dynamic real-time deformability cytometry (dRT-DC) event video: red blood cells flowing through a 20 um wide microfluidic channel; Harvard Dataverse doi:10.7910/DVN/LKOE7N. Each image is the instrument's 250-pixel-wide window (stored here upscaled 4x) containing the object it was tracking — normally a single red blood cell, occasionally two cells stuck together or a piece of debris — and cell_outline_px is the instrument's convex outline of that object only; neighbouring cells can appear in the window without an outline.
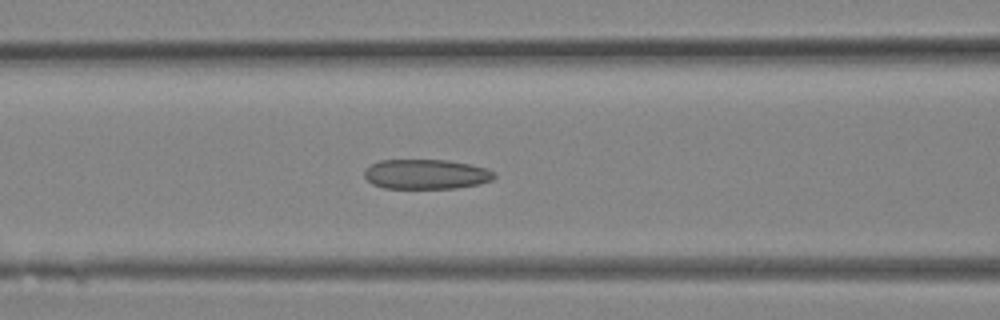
{"species": "Egyptian fruit bat (a non-hibernating species)", "species_latin": "Rousettus aegyptiacus", "temperature_condition": "room temperature", "stored_images_in_passage": 16, "camera_frame_rate_fps": 3000, "um_per_image_px": 0.085, "animal": {"sex": "female"}, "frame": {"image": 1, "passage_image": 12, "time_ms": 3.667, "image_size_px": [1000, 320], "cell_outline_px": [[496, 176], [492, 180], [480, 184], [456, 188], [384, 188], [372, 184], [364, 176], [364, 172], [372, 164], [380, 160], [448, 160], [488, 168], [496, 172]], "centroid_in_image_um": [36.26, 14.81], "position_along_channel_um": 130.3, "area_um2": 22.6}}
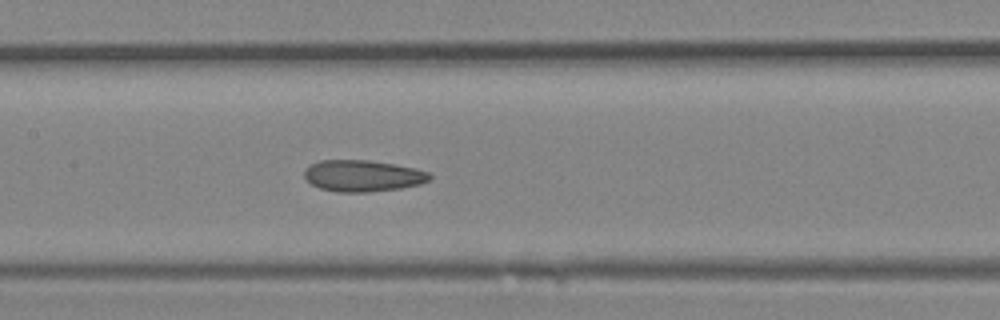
{"frame": {"image": 2, "passage_image": 14, "time_ms": 4.333, "image_size_px": [1000, 320], "cell_outline_px": [[432, 176], [428, 180], [420, 184], [400, 188], [368, 192], [336, 192], [320, 188], [312, 184], [304, 176], [304, 172], [308, 164], [320, 160], [368, 160], [416, 168], [428, 172]], "centroid_in_image_um": [30.81, 14.94], "position_along_channel_um": 176.6, "area_um2": 22.95}}
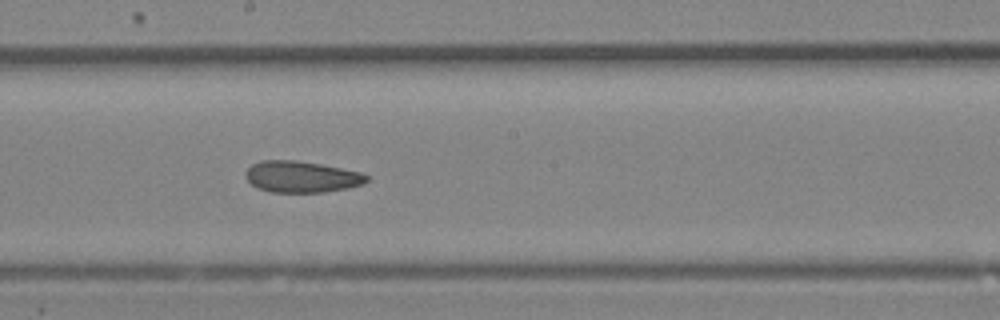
{"frame": {"image": 3, "passage_image": 16, "time_ms": 5.0, "image_size_px": [1000, 320], "cell_outline_px": [[368, 180], [364, 184], [348, 188], [324, 192], [272, 192], [256, 188], [244, 176], [244, 172], [252, 164], [260, 160], [296, 160], [320, 164], [360, 172], [368, 176]], "centroid_in_image_um": [25.6, 15.02], "position_along_channel_um": 222.6, "area_um2": 22.2}}